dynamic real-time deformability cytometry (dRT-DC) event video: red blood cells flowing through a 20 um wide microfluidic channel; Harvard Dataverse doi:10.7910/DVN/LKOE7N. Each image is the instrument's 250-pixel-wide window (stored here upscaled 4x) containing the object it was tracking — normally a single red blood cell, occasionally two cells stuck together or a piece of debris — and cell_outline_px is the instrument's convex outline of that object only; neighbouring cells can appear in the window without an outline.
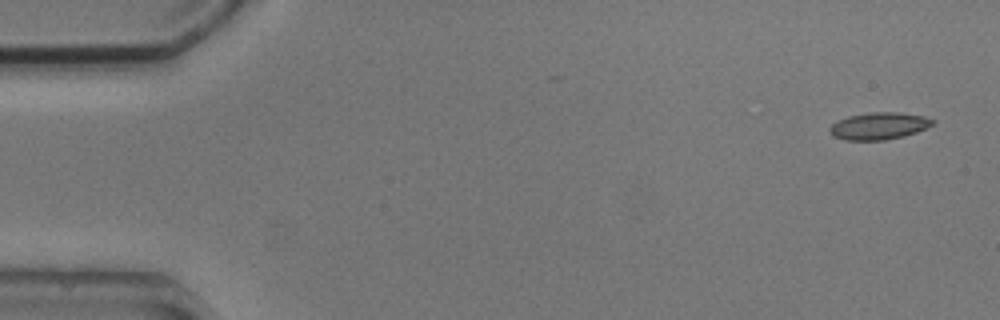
{"species": "common noctule bat (a hibernating species)", "species_latin": "Nyctalus noctula", "temperature_condition": "cold", "stored_images_in_passage": 5, "camera_frame_rate_fps": 3000, "um_per_image_px": 0.085, "animal": {"sex": "male", "body_mass_g": 20.5, "forearm_length_mm": 52.5}, "frame": {"image": 1, "passage_image": 1, "time_ms": 0.0, "image_size_px": [1000, 320], "cell_outline_px": [[936, 120], [932, 124], [916, 132], [904, 136], [884, 140], [844, 140], [832, 136], [828, 128], [832, 124], [848, 116], [872, 112], [896, 112], [924, 116]], "centroid_in_image_um": [74.68, 10.71], "position_along_channel_um": 10.3, "area_um2": 16.13}}
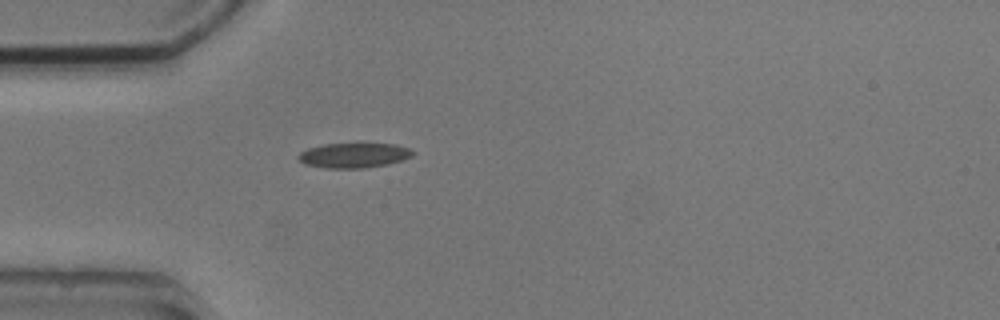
{"frame": {"image": 2, "passage_image": 5, "time_ms": 4.333, "image_size_px": [1000, 320], "cell_outline_px": [[416, 152], [412, 156], [388, 164], [364, 168], [324, 168], [304, 164], [296, 156], [300, 152], [308, 148], [324, 144], [396, 144], [408, 148]], "centroid_in_image_um": [30.06, 13.21], "position_along_channel_um": 54.9, "area_um2": 16.53}}